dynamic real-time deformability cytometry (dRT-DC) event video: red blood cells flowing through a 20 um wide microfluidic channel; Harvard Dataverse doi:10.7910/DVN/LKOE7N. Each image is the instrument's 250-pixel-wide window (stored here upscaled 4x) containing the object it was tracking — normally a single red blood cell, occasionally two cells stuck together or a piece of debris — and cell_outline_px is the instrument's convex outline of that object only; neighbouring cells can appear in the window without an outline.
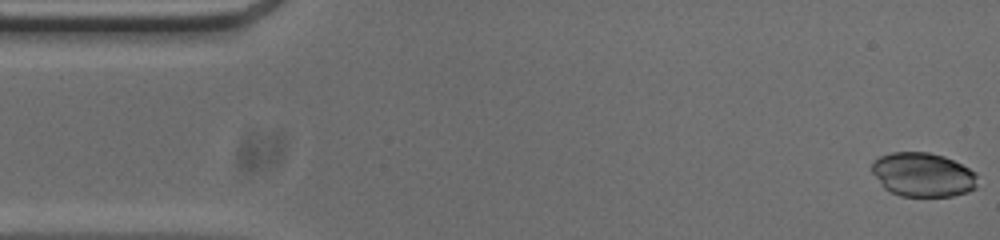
{"species": "common noctule bat (a hibernating species)", "species_latin": "Nyctalus noctula", "temperature_condition": "cold", "stored_images_in_passage": 52, "camera_frame_rate_fps": 3000, "um_per_image_px": 0.085, "animal": {"sex": "male", "body_mass_g": 20.0, "forearm_length_mm": 53.3}, "frame": {"image": 1, "passage_image": 1, "time_ms": 0.0, "image_size_px": [1000, 240], "cell_outline_px": [[976, 188], [968, 192], [952, 196], [900, 196], [884, 188], [872, 172], [872, 164], [880, 156], [892, 152], [928, 152], [944, 156], [976, 172]], "centroid_in_image_um": [78.45, 14.85], "position_along_channel_um": 6.5, "area_um2": 26.99}}
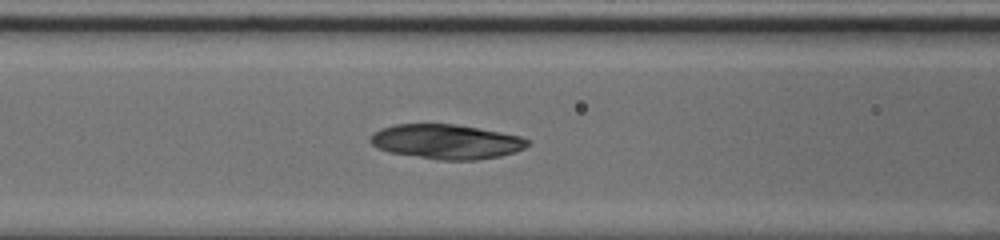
{"frame": {"image": 2, "passage_image": 20, "time_ms": 6.333, "image_size_px": [1000, 240], "cell_outline_px": [[532, 144], [524, 148], [500, 156], [476, 160], [440, 160], [388, 152], [376, 148], [368, 140], [372, 132], [380, 128], [396, 124], [456, 124], [500, 132], [520, 136], [528, 140]], "centroid_in_image_um": [37.89, 12.04], "position_along_channel_um": 128.7, "area_um2": 31.85}}
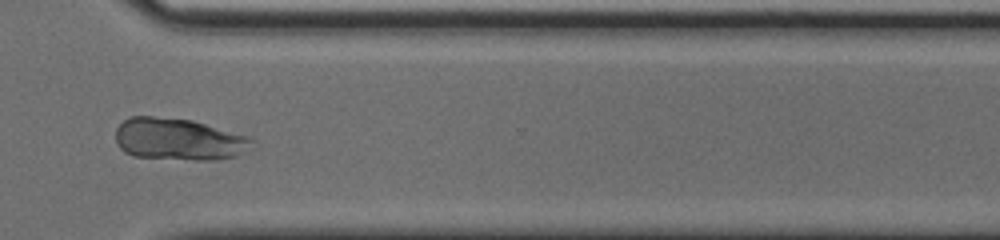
{"frame": {"image": 3, "passage_image": 38, "time_ms": 12.333, "image_size_px": [1000, 240], "cell_outline_px": [[252, 140], [236, 156], [216, 160], [196, 160], [132, 156], [124, 152], [116, 144], [116, 128], [128, 116], [152, 116], [192, 120], [248, 136]], "centroid_in_image_um": [15.08, 11.83], "position_along_channel_um": 355.5, "area_um2": 33.0}}